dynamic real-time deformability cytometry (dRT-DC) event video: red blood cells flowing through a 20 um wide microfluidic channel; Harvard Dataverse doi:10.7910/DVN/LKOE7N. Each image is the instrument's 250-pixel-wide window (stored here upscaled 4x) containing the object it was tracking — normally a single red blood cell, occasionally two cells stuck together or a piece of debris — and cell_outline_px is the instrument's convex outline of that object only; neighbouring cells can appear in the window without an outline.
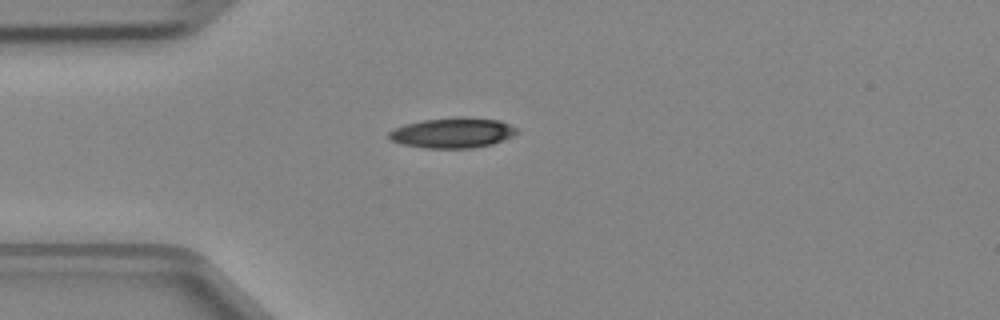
{"species": "Egyptian fruit bat (a non-hibernating species)", "species_latin": "Rousettus aegyptiacus", "temperature_condition": "cold", "stored_images_in_passage": 4, "camera_frame_rate_fps": 3000, "um_per_image_px": 0.085, "animal": {"sex": "female"}, "frame": {"image": 1, "passage_image": 4, "time_ms": 1.0, "image_size_px": [1000, 320], "cell_outline_px": [[520, 132], [504, 140], [492, 144], [472, 148], [424, 148], [400, 144], [392, 140], [388, 136], [388, 132], [392, 128], [404, 124], [424, 120], [460, 116], [500, 120], [516, 128]], "centroid_in_image_um": [38.46, 11.29], "position_along_channel_um": 46.5, "area_um2": 22.77}}